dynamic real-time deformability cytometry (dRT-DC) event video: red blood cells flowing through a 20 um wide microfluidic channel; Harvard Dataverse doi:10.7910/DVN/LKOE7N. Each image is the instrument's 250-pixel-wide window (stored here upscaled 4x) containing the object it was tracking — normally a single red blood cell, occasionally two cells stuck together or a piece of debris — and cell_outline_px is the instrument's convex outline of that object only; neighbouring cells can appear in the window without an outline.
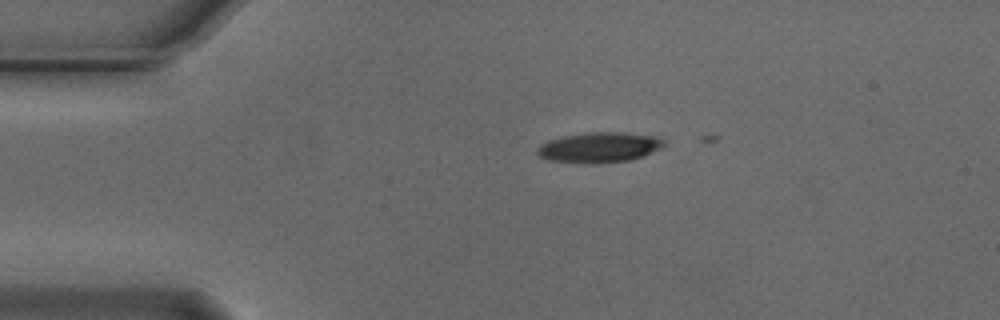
{"species": "Egyptian fruit bat (a non-hibernating species)", "species_latin": "Rousettus aegyptiacus", "temperature_condition": "cold", "stored_images_in_passage": 2, "camera_frame_rate_fps": 3000, "um_per_image_px": 0.085, "animal": {"sex": "male"}, "frame": {"image": 1, "passage_image": 1, "time_ms": 0.0, "image_size_px": [1000, 320], "cell_outline_px": [[664, 144], [660, 148], [644, 156], [628, 160], [552, 160], [540, 156], [536, 152], [536, 148], [540, 144], [548, 140], [560, 136], [588, 132], [620, 132], [656, 136], [664, 140]], "centroid_in_image_um": [50.95, 12.45], "position_along_channel_um": 34.0, "area_um2": 21.21}}